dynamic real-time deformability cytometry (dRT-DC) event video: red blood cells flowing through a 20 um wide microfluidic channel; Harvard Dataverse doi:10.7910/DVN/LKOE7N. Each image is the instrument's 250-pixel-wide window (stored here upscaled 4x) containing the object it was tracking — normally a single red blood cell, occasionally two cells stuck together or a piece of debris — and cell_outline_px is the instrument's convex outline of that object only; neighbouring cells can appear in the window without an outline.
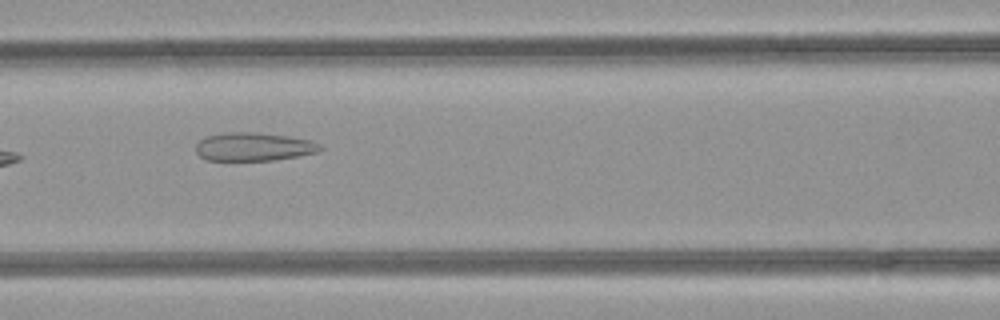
{"species": "common noctule bat (a hibernating species)", "species_latin": "Nyctalus noctula", "temperature_condition": "room temperature", "stored_images_in_passage": 6, "camera_frame_rate_fps": 3000, "um_per_image_px": 0.085, "animal": {"sex": "female", "body_mass_g": 21.9}, "frame": {"image": 1, "passage_image": 5, "time_ms": 1.333, "image_size_px": [1000, 320], "cell_outline_px": [[324, 148], [316, 152], [296, 156], [272, 160], [204, 160], [196, 152], [196, 144], [200, 140], [208, 136], [232, 132], [252, 132], [288, 136], [308, 140], [320, 144]], "centroid_in_image_um": [21.54, 12.48], "position_along_channel_um": 145.1, "area_um2": 20.23}}
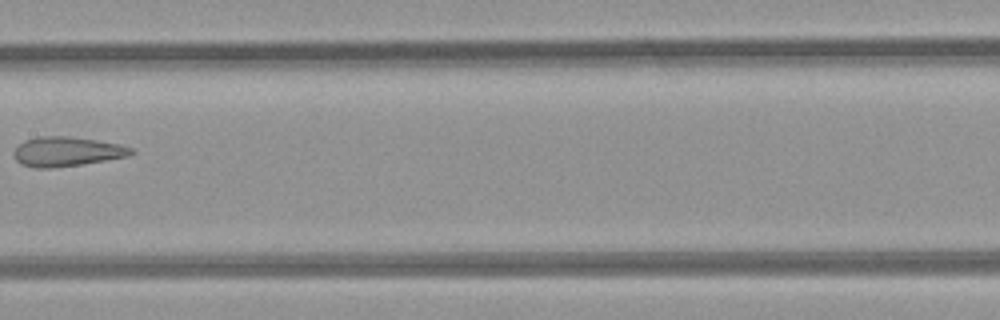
{"frame": {"image": 2, "passage_image": 6, "time_ms": 1.667, "image_size_px": [1000, 320], "cell_outline_px": [[136, 152], [128, 156], [80, 164], [52, 168], [32, 168], [20, 164], [16, 160], [12, 152], [24, 140], [40, 136], [68, 136], [120, 144], [132, 148]], "centroid_in_image_um": [5.64, 12.89], "position_along_channel_um": 201.8, "area_um2": 20.11}}